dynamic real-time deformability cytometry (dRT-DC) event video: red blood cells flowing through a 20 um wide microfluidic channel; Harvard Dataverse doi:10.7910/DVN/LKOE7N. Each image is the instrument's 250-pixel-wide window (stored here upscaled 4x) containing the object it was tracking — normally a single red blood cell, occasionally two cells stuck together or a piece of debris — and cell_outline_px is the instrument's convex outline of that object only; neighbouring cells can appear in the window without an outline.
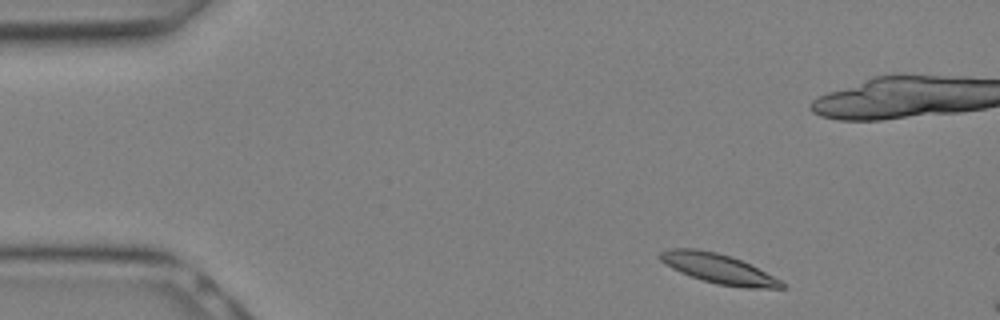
{"species": "Egyptian fruit bat (a non-hibernating species)", "species_latin": "Rousettus aegyptiacus", "temperature_condition": "warm", "stored_images_in_passage": 5, "camera_frame_rate_fps": 3000, "um_per_image_px": 0.085, "animal": {"sex": "female"}, "frame": {"image": 1, "passage_image": 1, "time_ms": 0.0, "image_size_px": [1000, 320], "cell_outline_px": [[784, 288], [744, 288], [716, 284], [680, 272], [672, 268], [660, 260], [660, 252], [668, 248], [696, 248], [716, 252], [732, 256], [780, 280], [784, 284]], "centroid_in_image_um": [61.03, 22.82], "position_along_channel_um": 24.0, "area_um2": 20.69}}